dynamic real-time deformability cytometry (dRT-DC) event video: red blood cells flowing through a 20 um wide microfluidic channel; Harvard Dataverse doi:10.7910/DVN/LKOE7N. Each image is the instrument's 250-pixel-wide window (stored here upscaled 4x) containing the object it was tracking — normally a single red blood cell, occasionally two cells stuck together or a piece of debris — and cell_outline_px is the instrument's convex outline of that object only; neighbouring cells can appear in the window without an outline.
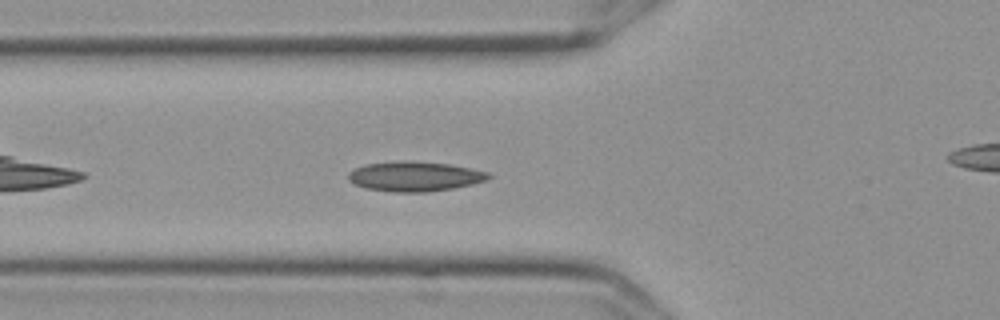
{"species": "Egyptian fruit bat (a non-hibernating species)", "species_latin": "Rousettus aegyptiacus", "temperature_condition": "cold", "stored_images_in_passage": 43, "camera_frame_rate_fps": 3000, "um_per_image_px": 0.085, "frame": {"image": 1, "passage_image": 6, "time_ms": 1.667, "image_size_px": [1000, 320], "cell_outline_px": [[492, 176], [488, 180], [472, 184], [452, 188], [428, 192], [392, 192], [368, 188], [356, 184], [348, 180], [348, 172], [364, 164], [408, 160], [448, 164], [488, 172]], "centroid_in_image_um": [35.25, 14.99], "position_along_channel_um": 90.5, "area_um2": 24.22}}
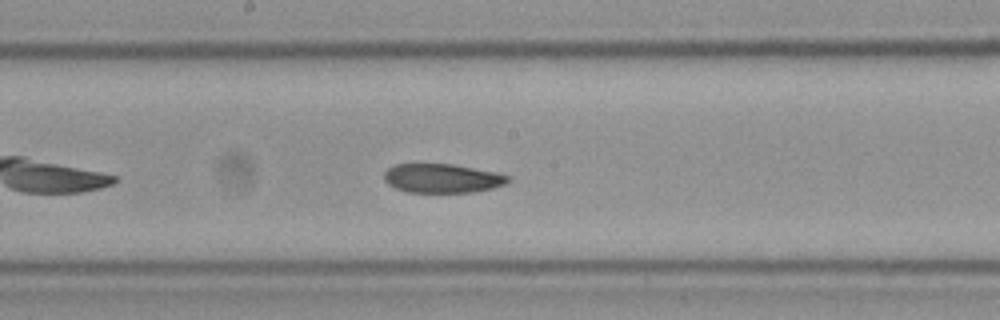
{"frame": {"image": 2, "passage_image": 16, "time_ms": 5.0, "image_size_px": [1000, 320], "cell_outline_px": [[508, 180], [504, 184], [492, 188], [472, 192], [408, 192], [396, 188], [388, 184], [384, 180], [384, 172], [388, 168], [396, 164], [452, 164], [496, 172], [508, 176]], "centroid_in_image_um": [37.55, 15.15], "position_along_channel_um": 210.7, "area_um2": 20.75}}
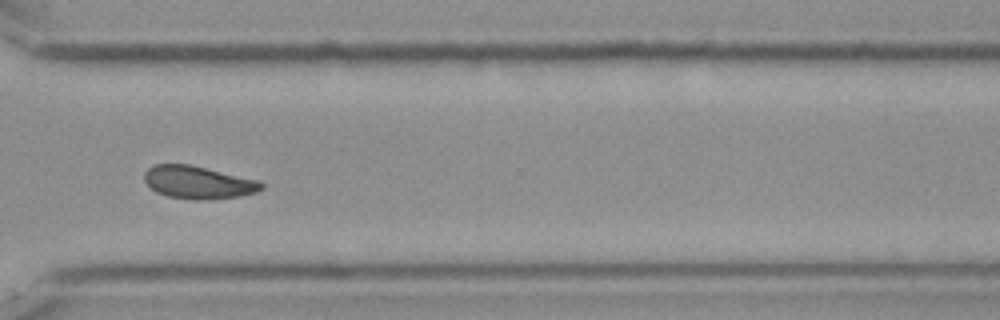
{"frame": {"image": 3, "passage_image": 28, "time_ms": 9.0, "image_size_px": [1000, 320], "cell_outline_px": [[264, 188], [256, 192], [236, 196], [208, 200], [192, 200], [168, 196], [156, 192], [144, 180], [144, 172], [148, 168], [156, 164], [188, 164], [260, 180], [264, 184]], "centroid_in_image_um": [16.85, 15.5], "position_along_channel_um": 353.7, "area_um2": 22.31}}